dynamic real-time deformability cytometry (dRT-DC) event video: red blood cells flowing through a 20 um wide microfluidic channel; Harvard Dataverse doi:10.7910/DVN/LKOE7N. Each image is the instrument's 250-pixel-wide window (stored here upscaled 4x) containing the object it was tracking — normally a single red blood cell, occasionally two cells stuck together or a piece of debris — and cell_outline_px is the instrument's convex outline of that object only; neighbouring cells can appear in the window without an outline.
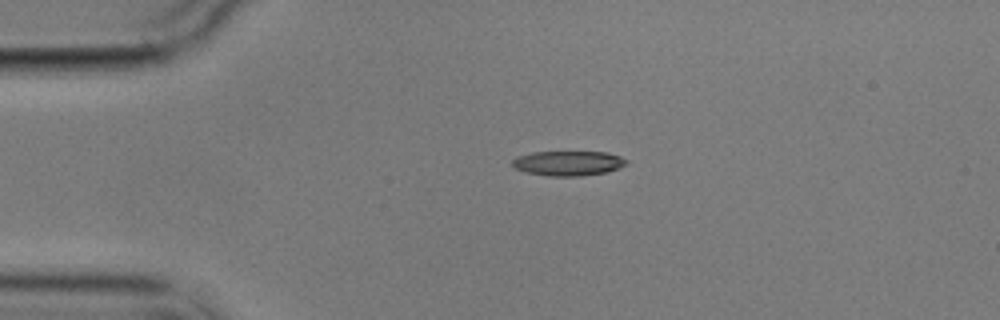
{"species": "common noctule bat (a hibernating species)", "species_latin": "Nyctalus noctula", "temperature_condition": "cold", "stored_images_in_passage": 2, "camera_frame_rate_fps": 3000, "um_per_image_px": 0.085, "animal": {"sex": "male", "body_mass_g": 17.9}, "frame": {"image": 1, "passage_image": 1, "time_ms": 0.0, "image_size_px": [1000, 320], "cell_outline_px": [[628, 164], [608, 172], [580, 176], [548, 176], [524, 172], [516, 168], [512, 164], [512, 160], [516, 156], [532, 152], [608, 152], [620, 156], [628, 160]], "centroid_in_image_um": [48.31, 13.87], "position_along_channel_um": 36.7, "area_um2": 16.65}}